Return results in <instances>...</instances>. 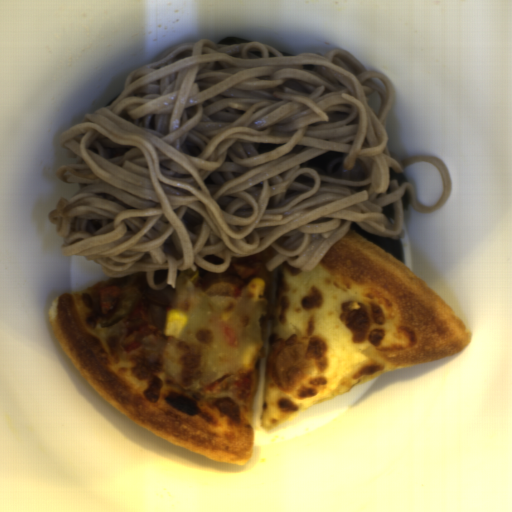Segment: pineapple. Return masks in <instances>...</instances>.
<instances>
[{
  "label": "pineapple",
  "mask_w": 512,
  "mask_h": 512,
  "mask_svg": "<svg viewBox=\"0 0 512 512\" xmlns=\"http://www.w3.org/2000/svg\"><path fill=\"white\" fill-rule=\"evenodd\" d=\"M200 276L197 269L177 272L172 310L187 322L178 337L168 336L164 350V369L186 391L254 370L263 347L262 294L252 296L248 287L236 298L210 296L195 287Z\"/></svg>",
  "instance_id": "obj_1"
}]
</instances>
